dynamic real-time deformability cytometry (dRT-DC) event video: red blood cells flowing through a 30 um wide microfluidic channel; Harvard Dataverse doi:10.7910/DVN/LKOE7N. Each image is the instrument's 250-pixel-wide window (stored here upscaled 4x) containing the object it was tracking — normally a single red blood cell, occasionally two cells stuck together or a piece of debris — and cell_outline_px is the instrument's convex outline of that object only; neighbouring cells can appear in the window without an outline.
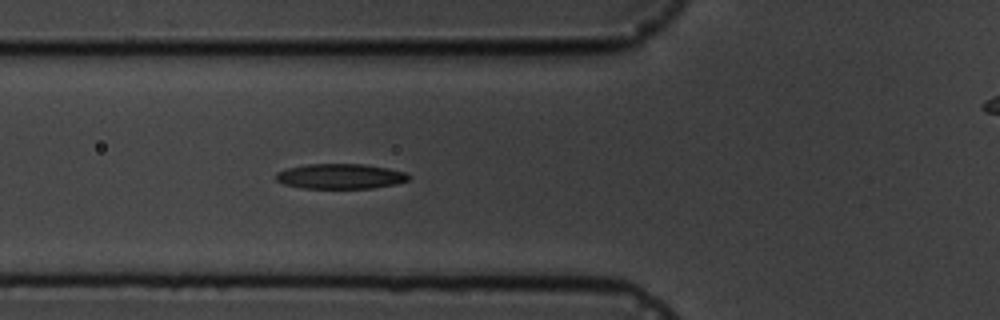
{"species": "common noctule bat (a hibernating species)", "species_latin": "Nyctalus noctula", "temperature_condition": "cold", "stored_images_in_passage": 7, "segment_of_instrument_passage": [1, 2], "camera_frame_rate_fps": 3000, "um_per_image_px": 0.085, "animal": {"sex": "male", "body_mass_g": 19.5, "forearm_length_mm": 54.6}, "frame": {"image": 1, "passage_image": 6, "time_ms": 5.667, "image_size_px": [1000, 320], "cell_outline_px": [[412, 176], [408, 180], [396, 184], [372, 188], [304, 188], [284, 184], [276, 180], [276, 172], [288, 168], [304, 164], [364, 164], [388, 168], [404, 172]], "centroid_in_image_um": [28.94, 14.98], "position_along_channel_um": 96.9, "area_um2": 19.42}}